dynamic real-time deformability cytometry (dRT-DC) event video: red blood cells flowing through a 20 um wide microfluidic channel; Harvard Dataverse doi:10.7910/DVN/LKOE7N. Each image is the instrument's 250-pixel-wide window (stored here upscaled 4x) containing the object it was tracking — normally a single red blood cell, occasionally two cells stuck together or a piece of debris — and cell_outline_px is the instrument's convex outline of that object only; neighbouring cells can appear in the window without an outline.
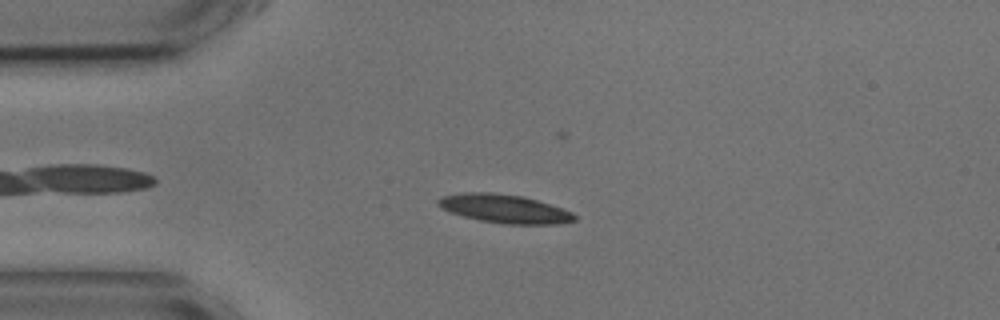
{"species": "common noctule bat (a hibernating species)", "species_latin": "Nyctalus noctula", "temperature_condition": "cold", "stored_images_in_passage": 7, "camera_frame_rate_fps": 3000, "um_per_image_px": 0.085, "animal": {"sex": "male", "body_mass_g": 17.9, "forearm_length_mm": 54.2}, "frame": {"image": 1, "passage_image": 5, "time_ms": 4.667, "image_size_px": [1000, 320], "cell_outline_px": [[576, 220], [556, 224], [508, 224], [480, 220], [464, 216], [452, 212], [436, 204], [436, 200], [440, 196], [464, 192], [492, 192], [524, 196], [572, 212], [576, 216]], "centroid_in_image_um": [42.85, 17.73], "position_along_channel_um": 42.1, "area_um2": 22.48}}